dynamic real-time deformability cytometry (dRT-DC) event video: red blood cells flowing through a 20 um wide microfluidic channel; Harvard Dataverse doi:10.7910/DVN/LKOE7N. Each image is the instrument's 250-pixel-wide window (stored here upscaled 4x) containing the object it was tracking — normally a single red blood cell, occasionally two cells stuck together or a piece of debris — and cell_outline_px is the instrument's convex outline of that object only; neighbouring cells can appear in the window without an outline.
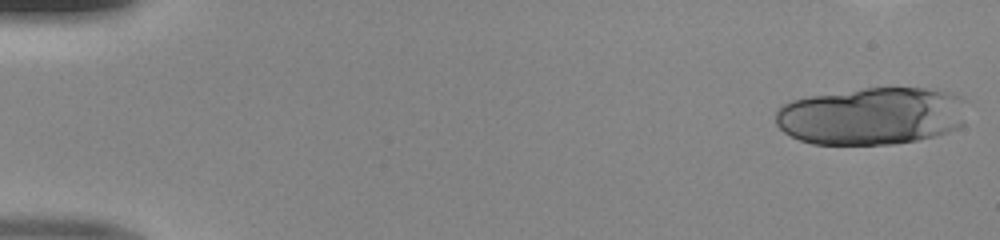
{"species": "human", "species_latin": "Homo sapiens", "temperature_condition": "room temperature", "stored_images_in_passage": 19, "camera_frame_rate_fps": 3000, "um_per_image_px": 0.085, "donor": {"sex": "male"}, "frame": {"image": 1, "passage_image": 1, "time_ms": 0.0, "image_size_px": [1000, 240], "cell_outline_px": [[964, 124], [948, 132], [936, 136], [916, 140], [892, 144], [812, 144], [800, 140], [784, 132], [776, 124], [776, 112], [784, 104], [792, 100], [808, 96], [864, 88], [924, 88], [948, 92], [960, 96], [964, 100]], "centroid_in_image_um": [74.1, 9.86], "position_along_channel_um": 10.9, "area_um2": 64.22}}
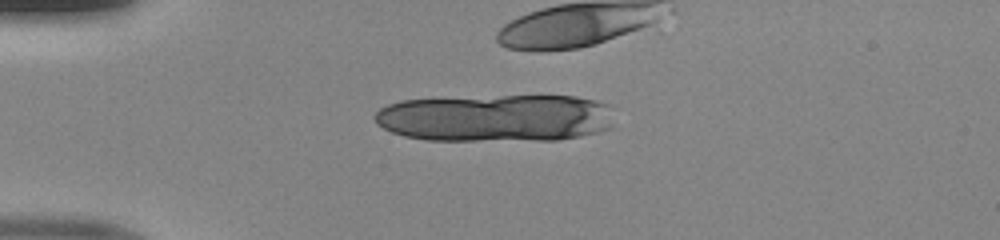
{"frame": {"image": 2, "passage_image": 12, "time_ms": 3.667, "image_size_px": [1000, 240], "cell_outline_px": [[612, 128], [580, 136], [556, 140], [424, 140], [404, 136], [392, 132], [376, 124], [372, 116], [380, 108], [388, 104], [400, 100], [500, 96], [576, 96], [596, 100], [608, 104], [612, 124]], "centroid_in_image_um": [42.11, 10.03], "position_along_channel_um": 42.9, "area_um2": 66.53}}